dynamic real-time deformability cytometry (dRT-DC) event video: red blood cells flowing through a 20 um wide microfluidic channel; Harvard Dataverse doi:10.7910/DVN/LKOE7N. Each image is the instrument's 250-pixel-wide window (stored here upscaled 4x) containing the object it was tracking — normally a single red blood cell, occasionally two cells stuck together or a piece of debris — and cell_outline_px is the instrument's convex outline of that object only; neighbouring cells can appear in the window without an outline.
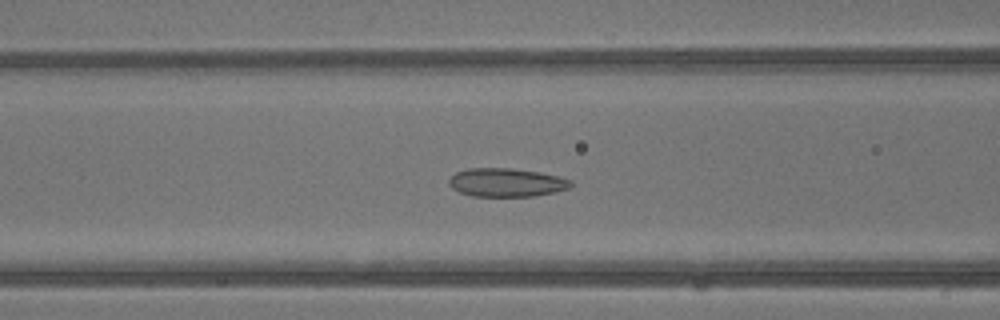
{"species": "common noctule bat (a hibernating species)", "species_latin": "Nyctalus noctula", "temperature_condition": "warm", "stored_images_in_passage": 41, "camera_frame_rate_fps": 3000, "um_per_image_px": 0.085, "animal": {"sex": "male", "body_mass_g": 13.3}, "frame": {"image": 1, "passage_image": 16, "time_ms": 5.0, "image_size_px": [1000, 320], "cell_outline_px": [[572, 184], [568, 188], [556, 192], [532, 196], [472, 196], [460, 192], [452, 188], [448, 184], [448, 180], [456, 172], [468, 168], [512, 168], [540, 172], [572, 180]], "centroid_in_image_um": [43.03, 15.51], "position_along_channel_um": 123.6, "area_um2": 20.23}}
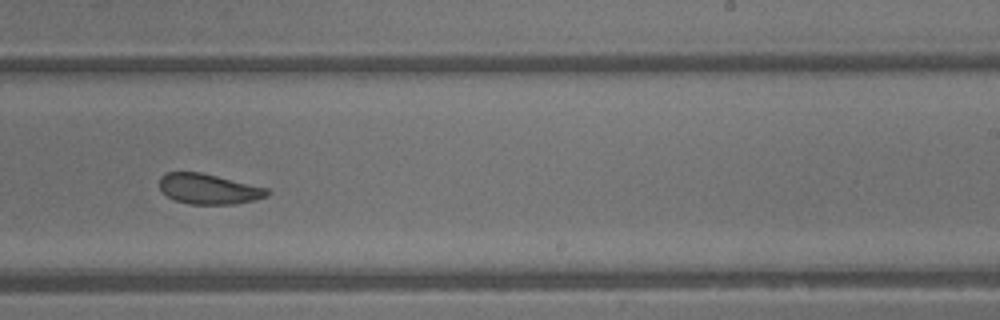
{"frame": {"image": 2, "passage_image": 25, "time_ms": 8.0, "image_size_px": [1000, 320], "cell_outline_px": [[268, 196], [252, 200], [232, 204], [188, 204], [176, 200], [168, 196], [160, 188], [160, 176], [168, 172], [200, 172], [268, 188]], "centroid_in_image_um": [17.72, 16.06], "position_along_channel_um": 271.3, "area_um2": 18.73}}
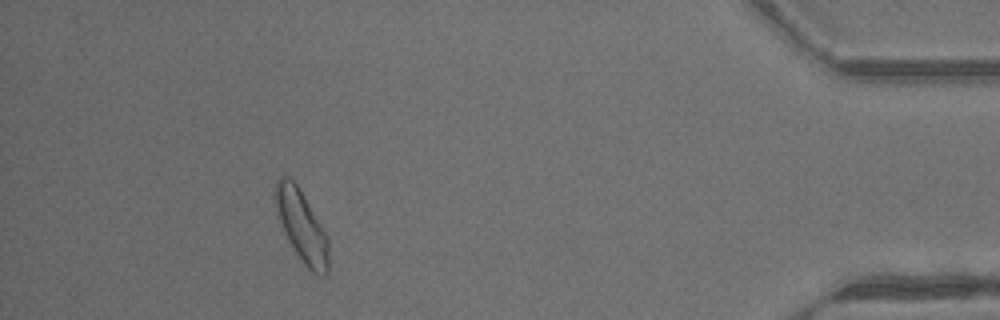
{"frame": {"image": 3, "passage_image": 37, "time_ms": 12.0, "image_size_px": [1000, 320], "cell_outline_px": [[328, 272], [324, 276], [320, 276], [312, 272], [304, 264], [288, 240], [284, 232], [280, 220], [276, 204], [276, 180], [280, 176], [288, 176], [296, 184], [328, 236]], "centroid_in_image_um": [25.67, 19.25], "position_along_channel_um": 409.5, "area_um2": 21.56}, "authors_computed_cell_mechanics": {"area_um2": 21.1548, "velocity_mm_per_s": 4.9398, "shape_relaxation_time_tau1_ms": 5.9257, "shape_relaxation_time_tau2_ms": 1.2286, "deformation_change_tau1": 0.1102, "deformation_change_tau2": 0.0866}}